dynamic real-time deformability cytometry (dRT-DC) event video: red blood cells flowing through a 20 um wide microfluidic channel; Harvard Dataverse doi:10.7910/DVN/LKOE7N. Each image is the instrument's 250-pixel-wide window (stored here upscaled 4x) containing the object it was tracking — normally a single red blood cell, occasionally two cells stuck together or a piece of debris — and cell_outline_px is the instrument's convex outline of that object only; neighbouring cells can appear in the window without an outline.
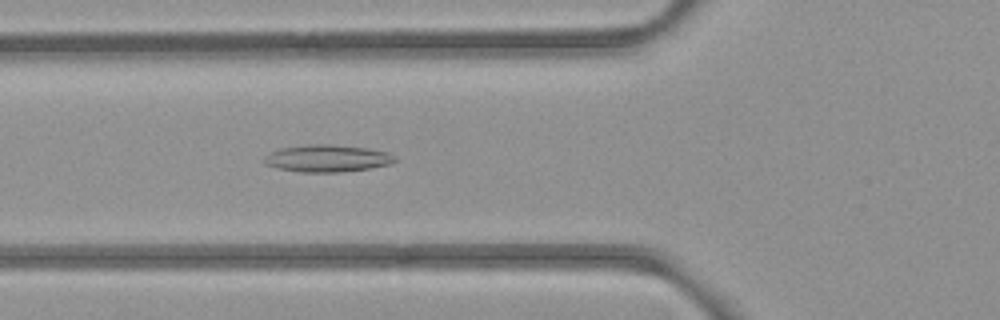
{"species": "common noctule bat (a hibernating species)", "species_latin": "Nyctalus noctula", "temperature_condition": "room temperature", "stored_images_in_passage": 55, "camera_frame_rate_fps": 3000, "um_per_image_px": 0.085, "animal": {"sex": "female", "body_mass_g": 21.9}, "frame": {"image": 1, "passage_image": 20, "time_ms": 6.333, "image_size_px": [1000, 320], "cell_outline_px": [[396, 160], [392, 164], [368, 168], [340, 172], [300, 172], [276, 168], [264, 164], [264, 156], [268, 152], [280, 148], [308, 144], [328, 144], [368, 148], [388, 152], [396, 156]], "centroid_in_image_um": [27.79, 13.46], "position_along_channel_um": 98.0, "area_um2": 20.87}}
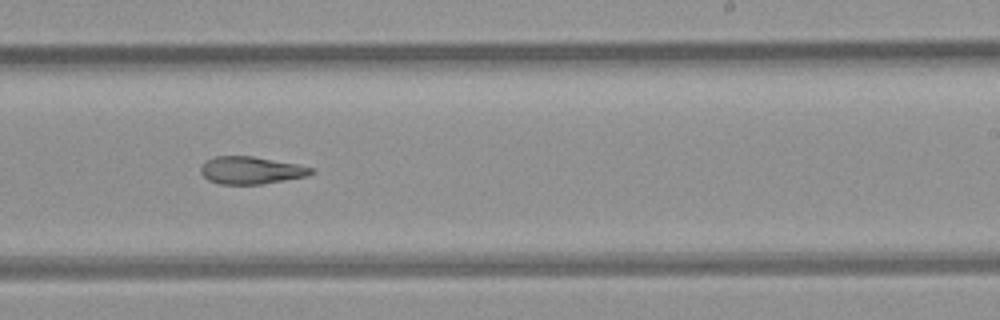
{"frame": {"image": 2, "passage_image": 33, "time_ms": 10.667, "image_size_px": [1000, 320], "cell_outline_px": [[312, 172], [308, 176], [260, 184], [220, 184], [208, 180], [200, 172], [200, 164], [212, 156], [252, 156], [296, 164], [312, 168]], "centroid_in_image_um": [21.26, 14.47], "position_along_channel_um": 267.7, "area_um2": 17.57}}
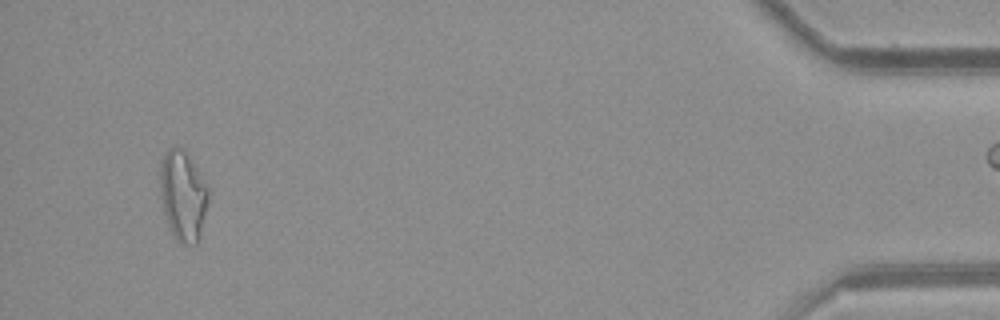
{"frame": {"image": 3, "passage_image": 51, "time_ms": 16.667, "image_size_px": [1000, 320], "cell_outline_px": [[208, 200], [200, 236], [196, 244], [184, 244], [176, 240], [168, 228], [164, 212], [160, 188], [160, 164], [164, 152], [168, 148], [180, 148], [184, 152], [208, 184]], "centroid_in_image_um": [15.54, 16.66], "position_along_channel_um": 419.7, "area_um2": 25.14}}